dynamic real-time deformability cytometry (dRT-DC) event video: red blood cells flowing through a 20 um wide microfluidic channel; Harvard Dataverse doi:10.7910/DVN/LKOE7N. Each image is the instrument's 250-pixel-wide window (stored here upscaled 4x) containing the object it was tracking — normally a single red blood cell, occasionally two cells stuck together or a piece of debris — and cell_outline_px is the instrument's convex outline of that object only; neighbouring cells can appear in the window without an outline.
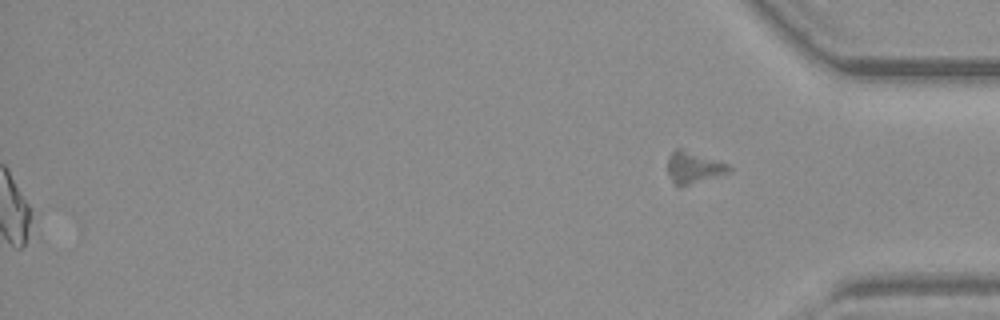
{"species": "common noctule bat (a hibernating species)", "species_latin": "Nyctalus noctula", "temperature_condition": "warm", "stored_images_in_passage": 52, "segment_of_instrument_passage": [2, 2], "camera_frame_rate_fps": 3000, "um_per_image_px": 0.085, "animal": {"sex": "female", "body_mass_g": 19.3, "forearm_length_mm": 54.1}, "frame": {"image": 1, "passage_image": 52, "time_ms": 17.0, "image_size_px": [1000, 320], "cell_outline_px": [[732, 168], [728, 172], [680, 188], [672, 180], [668, 172], [668, 156], [676, 148], [680, 148], [732, 164]], "centroid_in_image_um": [58.98, 14.23], "position_along_channel_um": 376.2, "area_um2": 11.39}}